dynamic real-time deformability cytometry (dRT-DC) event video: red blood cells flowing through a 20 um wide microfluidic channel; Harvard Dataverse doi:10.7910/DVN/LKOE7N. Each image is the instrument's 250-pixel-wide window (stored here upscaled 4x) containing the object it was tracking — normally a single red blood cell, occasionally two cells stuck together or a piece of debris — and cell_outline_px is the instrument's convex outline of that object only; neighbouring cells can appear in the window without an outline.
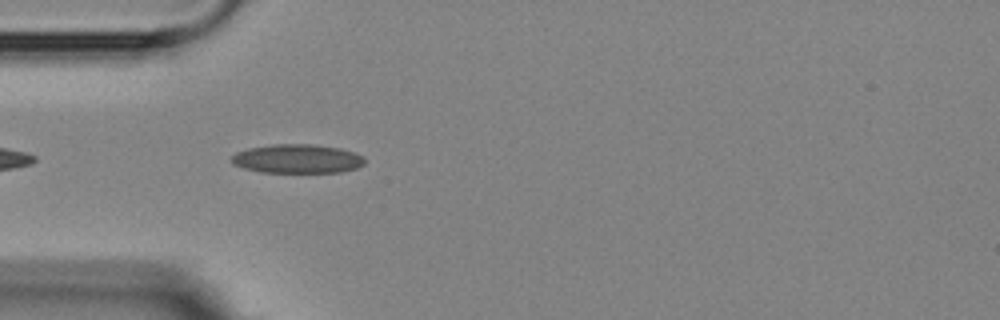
{"species": "Egyptian fruit bat (a non-hibernating species)", "species_latin": "Rousettus aegyptiacus", "temperature_condition": "room temperature", "stored_images_in_passage": 5, "camera_frame_rate_fps": 3000, "um_per_image_px": 0.085, "animal": {"sex": "female"}, "frame": {"image": 1, "passage_image": 5, "time_ms": 4.667, "image_size_px": [1000, 320], "cell_outline_px": [[364, 164], [356, 168], [340, 172], [260, 172], [244, 168], [232, 164], [232, 156], [236, 152], [248, 148], [272, 144], [312, 144], [340, 148], [364, 156]], "centroid_in_image_um": [25.26, 13.49], "position_along_channel_um": 59.7, "area_um2": 22.43}}